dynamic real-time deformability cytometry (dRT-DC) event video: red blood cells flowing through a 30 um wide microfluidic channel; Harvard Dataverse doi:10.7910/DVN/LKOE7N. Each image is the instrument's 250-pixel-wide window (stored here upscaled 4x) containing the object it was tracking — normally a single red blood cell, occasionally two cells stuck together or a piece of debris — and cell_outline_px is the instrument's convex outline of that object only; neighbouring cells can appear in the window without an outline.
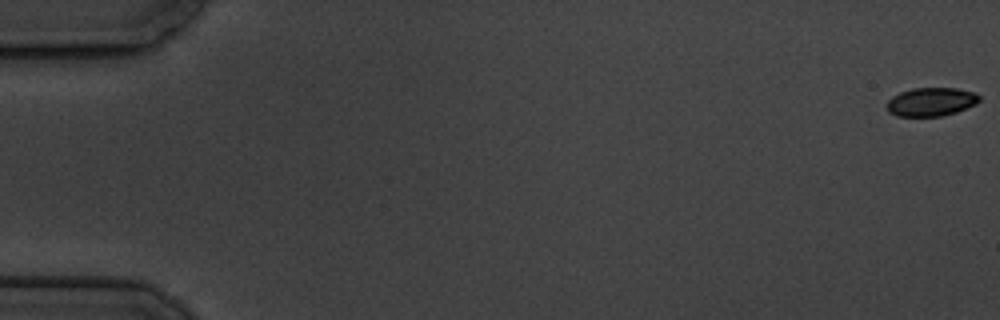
{"species": "common noctule bat (a hibernating species)", "species_latin": "Nyctalus noctula", "temperature_condition": "cold", "stored_images_in_passage": 6, "camera_frame_rate_fps": 3000, "um_per_image_px": 0.085, "animal": {"sex": "male", "body_mass_g": 19.5, "forearm_length_mm": 54.6}, "frame": {"image": 1, "passage_image": 1, "time_ms": 0.0, "image_size_px": [1000, 320], "cell_outline_px": [[980, 100], [976, 104], [956, 112], [940, 116], [896, 116], [888, 112], [888, 100], [892, 96], [900, 92], [912, 88], [956, 88], [972, 92], [980, 96]], "centroid_in_image_um": [79.13, 8.65], "position_along_channel_um": 5.9, "area_um2": 15.32}}
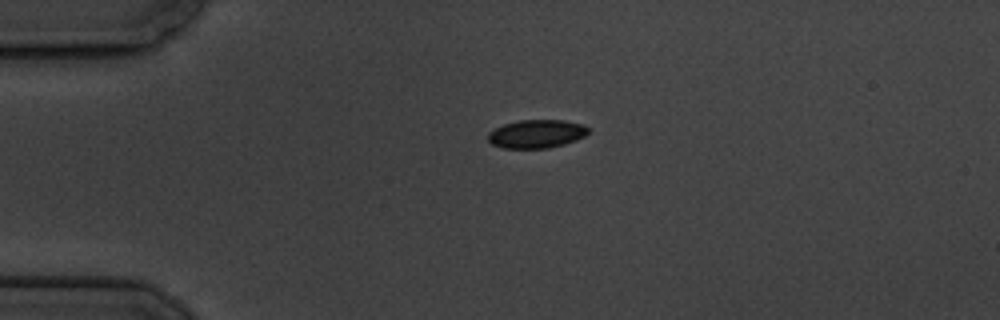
{"frame": {"image": 2, "passage_image": 5, "time_ms": 4.667, "image_size_px": [1000, 320], "cell_outline_px": [[588, 132], [584, 136], [576, 140], [564, 144], [548, 148], [504, 148], [492, 144], [488, 140], [488, 132], [504, 124], [520, 120], [564, 120], [584, 124], [588, 128]], "centroid_in_image_um": [45.61, 11.37], "position_along_channel_um": 39.4, "area_um2": 16.53}}